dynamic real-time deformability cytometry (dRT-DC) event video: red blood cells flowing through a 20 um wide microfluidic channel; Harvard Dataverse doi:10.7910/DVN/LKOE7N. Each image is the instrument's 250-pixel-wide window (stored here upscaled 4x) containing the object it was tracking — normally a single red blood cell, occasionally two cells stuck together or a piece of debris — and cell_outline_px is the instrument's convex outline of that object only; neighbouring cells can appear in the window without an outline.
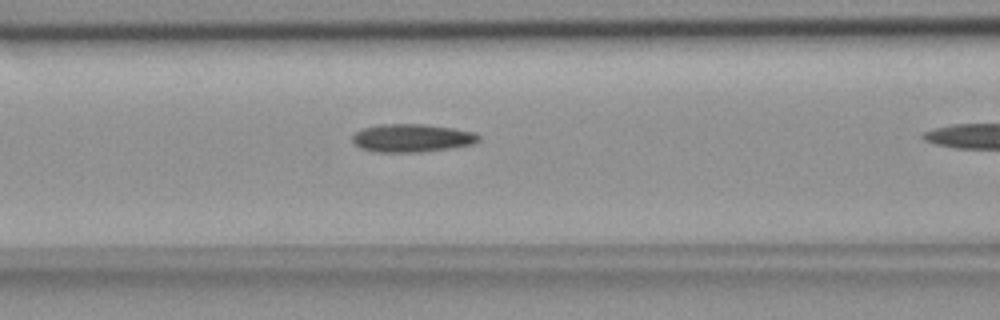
{"species": "common noctule bat (a hibernating species)", "species_latin": "Nyctalus noctula", "temperature_condition": "room temperature", "stored_images_in_passage": 11, "camera_frame_rate_fps": 3000, "um_per_image_px": 0.085, "animal": {"sex": "female", "body_mass_g": 18.4}, "frame": {"image": 1, "passage_image": 10, "time_ms": 3.0, "image_size_px": [1000, 320], "cell_outline_px": [[480, 140], [472, 144], [452, 148], [420, 152], [376, 152], [360, 148], [352, 140], [352, 136], [356, 132], [364, 128], [384, 124], [424, 124], [452, 128], [472, 132], [480, 136]], "centroid_in_image_um": [35.01, 11.74], "position_along_channel_um": 131.6, "area_um2": 20.52}}